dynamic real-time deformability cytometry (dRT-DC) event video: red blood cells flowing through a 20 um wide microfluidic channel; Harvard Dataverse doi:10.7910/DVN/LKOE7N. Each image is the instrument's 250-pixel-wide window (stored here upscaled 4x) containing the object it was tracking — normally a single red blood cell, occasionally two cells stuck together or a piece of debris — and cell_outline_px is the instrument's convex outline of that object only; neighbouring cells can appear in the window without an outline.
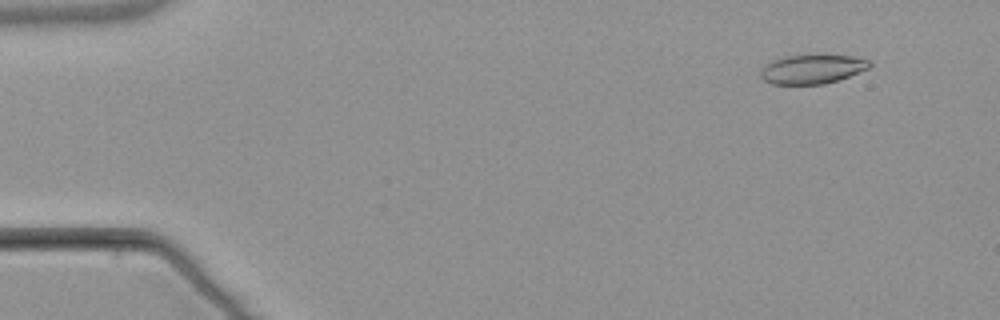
{"species": "common noctule bat (a hibernating species)", "species_latin": "Nyctalus noctula", "temperature_condition": "warm", "stored_images_in_passage": 5, "camera_frame_rate_fps": 3000, "um_per_image_px": 0.085, "animal": {"sex": "male", "body_mass_g": 21.5, "forearm_length_mm": 52.0}, "frame": {"image": 1, "passage_image": 1, "time_ms": 0.0, "image_size_px": [1000, 320], "cell_outline_px": [[872, 64], [868, 68], [848, 76], [824, 84], [772, 84], [764, 80], [760, 76], [760, 72], [764, 64], [772, 60], [788, 56], [820, 52], [852, 56], [868, 60]], "centroid_in_image_um": [69.02, 5.83], "position_along_channel_um": 16.0, "area_um2": 19.02}}